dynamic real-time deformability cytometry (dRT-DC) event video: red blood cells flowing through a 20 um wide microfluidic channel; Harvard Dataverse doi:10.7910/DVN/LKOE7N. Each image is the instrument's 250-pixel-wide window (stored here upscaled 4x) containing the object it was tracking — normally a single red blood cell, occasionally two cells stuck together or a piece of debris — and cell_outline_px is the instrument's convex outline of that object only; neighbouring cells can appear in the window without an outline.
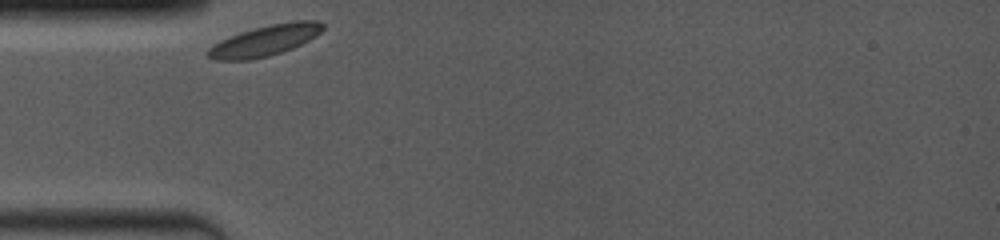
{"species": "common noctule bat (a hibernating species)", "species_latin": "Nyctalus noctula", "temperature_condition": "room temperature", "stored_images_in_passage": 2, "camera_frame_rate_fps": 4000, "um_per_image_px": 0.085, "animal": {"sex": "female", "body_mass_g": 19.0, "forearm_length_mm": 53.3}, "frame": {"image": 1, "passage_image": 1, "time_ms": 0.0, "image_size_px": [1000, 240], "cell_outline_px": [[324, 28], [316, 36], [292, 48], [268, 56], [248, 60], [216, 60], [208, 56], [204, 52], [212, 44], [220, 40], [240, 32], [272, 24], [292, 20], [320, 20], [324, 24]], "centroid_in_image_um": [22.51, 3.44], "position_along_channel_um": 62.5, "area_um2": 20.58}}
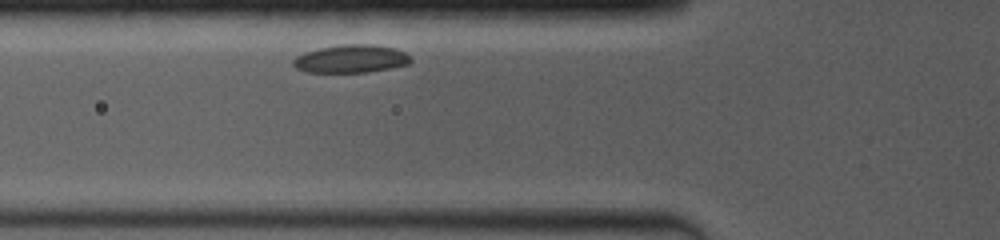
{"frame": {"image": 2, "passage_image": 2, "time_ms": 1.0, "image_size_px": [1000, 240], "cell_outline_px": [[412, 60], [408, 64], [392, 68], [368, 72], [304, 72], [296, 68], [292, 64], [292, 60], [296, 56], [304, 52], [320, 48], [340, 44], [372, 44], [396, 48], [404, 52]], "centroid_in_image_um": [29.81, 5.0], "position_along_channel_um": 96.0, "area_um2": 19.31}}